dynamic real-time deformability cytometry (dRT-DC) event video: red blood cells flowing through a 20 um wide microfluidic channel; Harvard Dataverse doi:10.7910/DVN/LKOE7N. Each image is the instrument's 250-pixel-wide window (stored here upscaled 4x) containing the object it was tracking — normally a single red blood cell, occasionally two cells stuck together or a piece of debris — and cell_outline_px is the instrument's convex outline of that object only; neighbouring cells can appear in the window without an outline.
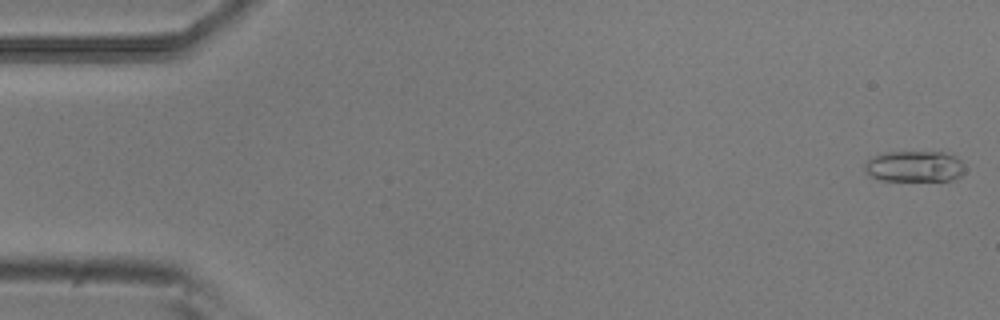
{"species": "common noctule bat (a hibernating species)", "species_latin": "Nyctalus noctula", "temperature_condition": "room temperature", "stored_images_in_passage": 52, "camera_frame_rate_fps": 3000, "um_per_image_px": 0.085, "animal": {"sex": "male", "body_mass_g": 20.5, "forearm_length_mm": 52.5}, "frame": {"image": 1, "passage_image": 1, "time_ms": 0.0, "image_size_px": [1000, 320], "cell_outline_px": [[964, 172], [960, 176], [952, 180], [880, 180], [872, 176], [864, 168], [864, 164], [868, 160], [884, 152], [944, 152], [956, 156], [960, 160], [964, 168]], "centroid_in_image_um": [77.76, 14.14], "position_along_channel_um": 7.2, "area_um2": 17.92}}
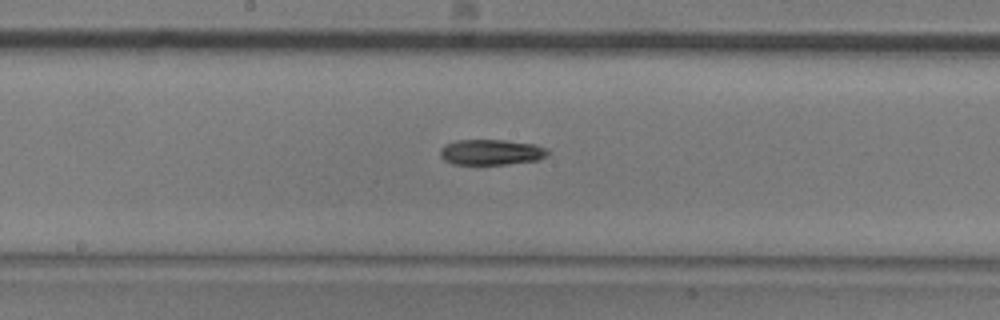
{"frame": {"image": 2, "passage_image": 27, "time_ms": 8.667, "image_size_px": [1000, 320], "cell_outline_px": [[548, 156], [536, 160], [508, 164], [452, 164], [444, 160], [440, 156], [440, 148], [444, 144], [456, 140], [504, 140], [536, 144], [548, 148]], "centroid_in_image_um": [41.74, 12.93], "position_along_channel_um": 206.5, "area_um2": 16.18}}
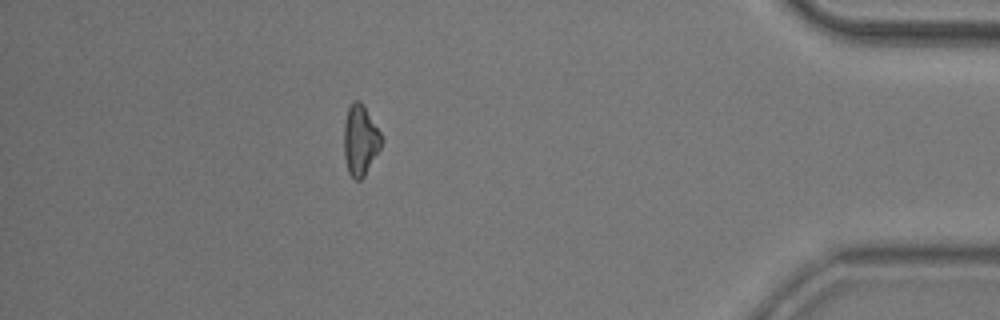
{"frame": {"image": 3, "passage_image": 46, "time_ms": 15.0, "image_size_px": [1000, 320], "cell_outline_px": [[384, 140], [380, 148], [364, 176], [360, 180], [356, 180], [348, 172], [344, 156], [344, 120], [348, 108], [352, 100], [360, 100], [364, 104], [384, 136]], "centroid_in_image_um": [30.64, 11.85], "position_along_channel_um": 404.6, "area_um2": 15.78}, "authors_computed_cell_mechanics": {"area_um2": 16.4152, "velocity_mm_per_s": 3.8685, "shape_relaxation_time_tau1_ms": 8.452, "shape_relaxation_time_tau2_ms": null, "deformation_change_tau1": 0.1754, "deformation_change_tau2": null}}